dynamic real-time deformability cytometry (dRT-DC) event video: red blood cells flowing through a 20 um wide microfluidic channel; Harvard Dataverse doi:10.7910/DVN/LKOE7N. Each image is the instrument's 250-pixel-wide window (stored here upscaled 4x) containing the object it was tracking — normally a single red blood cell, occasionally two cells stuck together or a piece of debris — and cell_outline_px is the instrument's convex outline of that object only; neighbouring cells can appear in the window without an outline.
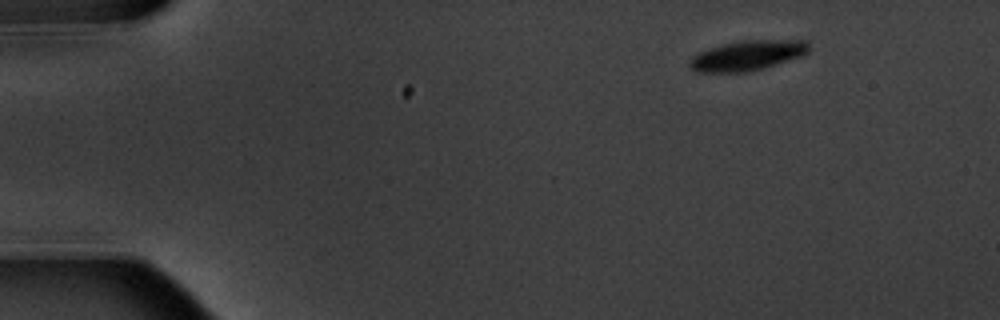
{"species": "common noctule bat (a hibernating species)", "species_latin": "Nyctalus noctula", "temperature_condition": "warm", "stored_images_in_passage": 6, "segment_of_instrument_passage": [2, 2], "camera_frame_rate_fps": 3000, "um_per_image_px": 0.085, "animal": {"sex": "male", "body_mass_g": 20.1, "forearm_length_mm": 53.5}, "frame": {"image": 1, "passage_image": 6, "time_ms": 6.667, "image_size_px": [1000, 320], "cell_outline_px": [[808, 52], [800, 56], [764, 68], [744, 72], [696, 72], [688, 68], [688, 60], [692, 56], [708, 48], [740, 40], [808, 40]], "centroid_in_image_um": [63.47, 4.72], "position_along_channel_um": 21.5, "area_um2": 20.87}}